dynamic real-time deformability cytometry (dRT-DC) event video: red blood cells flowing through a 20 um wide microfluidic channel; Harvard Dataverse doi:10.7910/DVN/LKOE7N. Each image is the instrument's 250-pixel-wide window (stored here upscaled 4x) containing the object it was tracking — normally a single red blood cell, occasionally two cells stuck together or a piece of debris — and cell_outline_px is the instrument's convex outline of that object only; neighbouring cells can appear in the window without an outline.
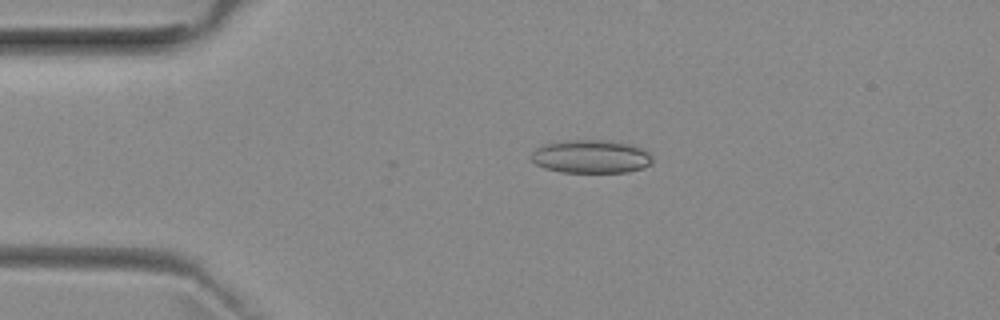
{"species": "common noctule bat (a hibernating species)", "species_latin": "Nyctalus noctula", "temperature_condition": "room temperature", "stored_images_in_passage": 51, "camera_frame_rate_fps": 3000, "um_per_image_px": 0.085, "animal": {"sex": "female", "body_mass_g": 29.2, "forearm_length_mm": 56.3}, "frame": {"image": 1, "passage_image": 10, "time_ms": 3.0, "image_size_px": [1000, 320], "cell_outline_px": [[652, 164], [644, 168], [628, 172], [560, 172], [544, 168], [536, 164], [528, 156], [536, 148], [544, 144], [564, 140], [612, 140], [632, 144], [648, 152], [652, 156]], "centroid_in_image_um": [50.23, 13.3], "position_along_channel_um": 34.8, "area_um2": 23.87}}
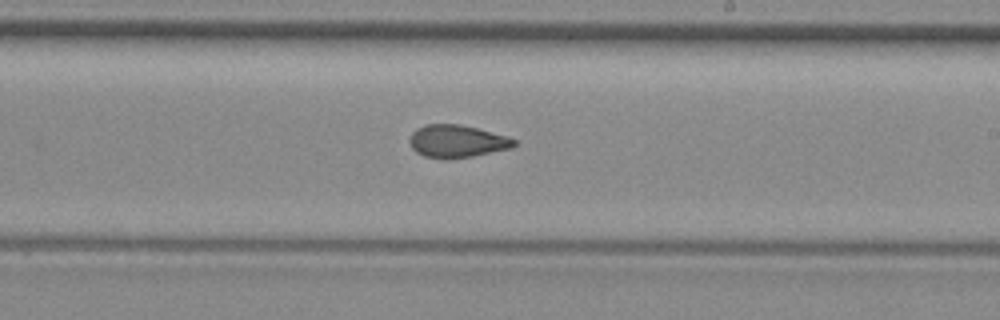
{"frame": {"image": 2, "passage_image": 29, "time_ms": 9.333, "image_size_px": [1000, 320], "cell_outline_px": [[516, 144], [512, 148], [472, 156], [448, 160], [444, 160], [424, 156], [416, 152], [412, 148], [408, 140], [412, 132], [416, 128], [424, 124], [460, 124], [508, 136], [516, 140]], "centroid_in_image_um": [38.81, 12.01], "position_along_channel_um": 250.2, "area_um2": 20.11}}
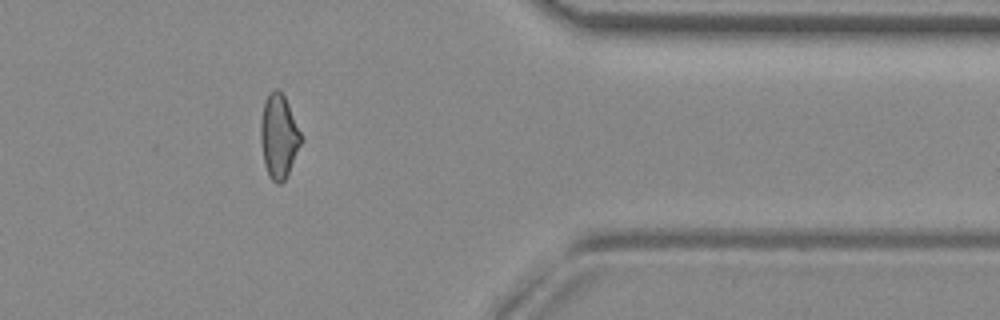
{"frame": {"image": 3, "passage_image": 41, "time_ms": 13.333, "image_size_px": [1000, 320], "cell_outline_px": [[304, 140], [284, 180], [280, 184], [276, 184], [272, 180], [264, 164], [260, 136], [260, 124], [264, 104], [268, 92], [276, 88], [284, 96], [304, 136]], "centroid_in_image_um": [23.72, 11.57], "position_along_channel_um": 387.7, "area_um2": 19.83}, "authors_computed_cell_mechanics": {"area_um2": 20.2878, "velocity_mm_per_s": 3.9793, "shape_relaxation_time_tau1_ms": null, "shape_relaxation_time_tau2_ms": 3.0646, "deformation_change_tau1": null, "deformation_change_tau2": 0.0937}}